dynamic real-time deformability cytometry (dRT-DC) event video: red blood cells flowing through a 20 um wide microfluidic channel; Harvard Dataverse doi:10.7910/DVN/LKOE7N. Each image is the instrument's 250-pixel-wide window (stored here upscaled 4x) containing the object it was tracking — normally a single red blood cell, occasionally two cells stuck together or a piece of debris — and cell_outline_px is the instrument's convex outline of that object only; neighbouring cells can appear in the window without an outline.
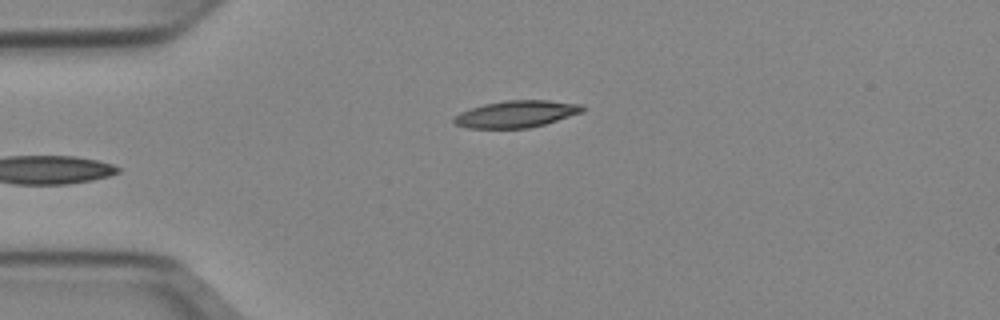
{"species": "Egyptian fruit bat (a non-hibernating species)", "species_latin": "Rousettus aegyptiacus", "temperature_condition": "cold", "stored_images_in_passage": 36, "camera_frame_rate_fps": 3000, "um_per_image_px": 0.085, "animal": {"sex": "female"}, "frame": {"image": 1, "passage_image": 1, "time_ms": 0.0, "image_size_px": [1000, 320], "cell_outline_px": [[584, 112], [544, 124], [528, 128], [468, 128], [456, 124], [452, 120], [460, 112], [484, 104], [504, 100], [548, 100], [584, 104]], "centroid_in_image_um": [43.93, 9.68], "position_along_channel_um": 41.1, "area_um2": 20.11}}
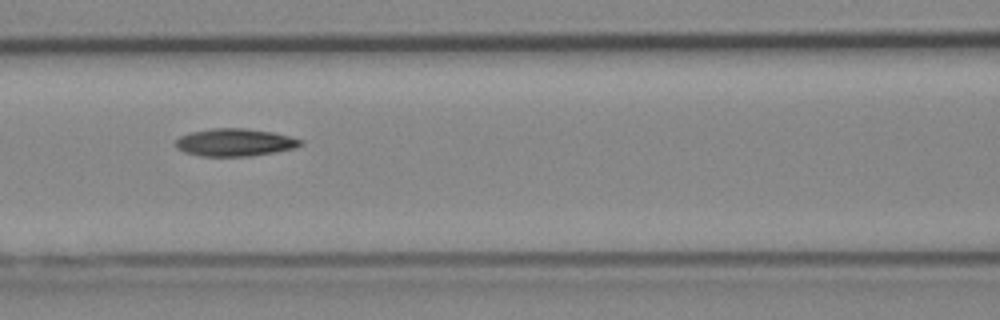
{"frame": {"image": 2, "passage_image": 11, "time_ms": 3.333, "image_size_px": [1000, 320], "cell_outline_px": [[304, 144], [296, 148], [252, 156], [200, 156], [184, 152], [176, 148], [176, 140], [180, 136], [192, 132], [212, 128], [244, 128], [272, 132], [304, 140]], "centroid_in_image_um": [19.98, 12.11], "position_along_channel_um": 146.6, "area_um2": 20.11}}
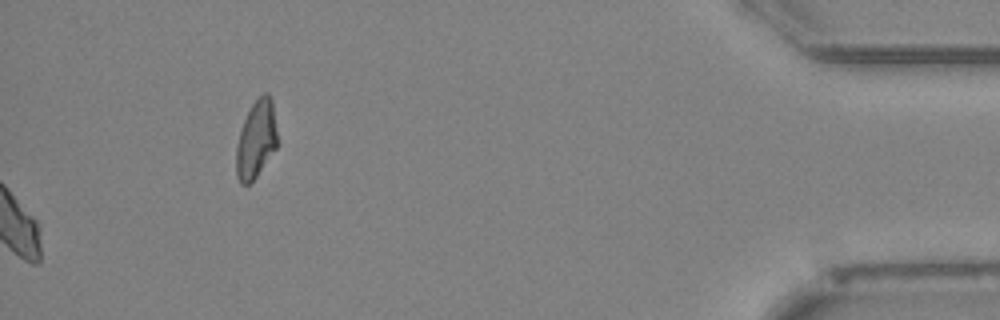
{"frame": {"image": 3, "passage_image": 36, "time_ms": 11.667, "image_size_px": [1000, 320], "cell_outline_px": [[280, 144], [256, 176], [248, 184], [240, 184], [236, 176], [236, 148], [240, 132], [244, 120], [252, 104], [264, 92], [268, 92], [272, 100]], "centroid_in_image_um": [21.81, 11.85], "position_along_channel_um": 413.4, "area_um2": 18.84}, "authors_computed_cell_mechanics": {"area_um2": 20.0566, "velocity_mm_per_s": 3.95, "shape_relaxation_time_tau1_ms": 7.1792, "shape_relaxation_time_tau2_ms": 6.7411, "deformation_change_tau1": 0.1953, "deformation_change_tau2": 0.1445}}